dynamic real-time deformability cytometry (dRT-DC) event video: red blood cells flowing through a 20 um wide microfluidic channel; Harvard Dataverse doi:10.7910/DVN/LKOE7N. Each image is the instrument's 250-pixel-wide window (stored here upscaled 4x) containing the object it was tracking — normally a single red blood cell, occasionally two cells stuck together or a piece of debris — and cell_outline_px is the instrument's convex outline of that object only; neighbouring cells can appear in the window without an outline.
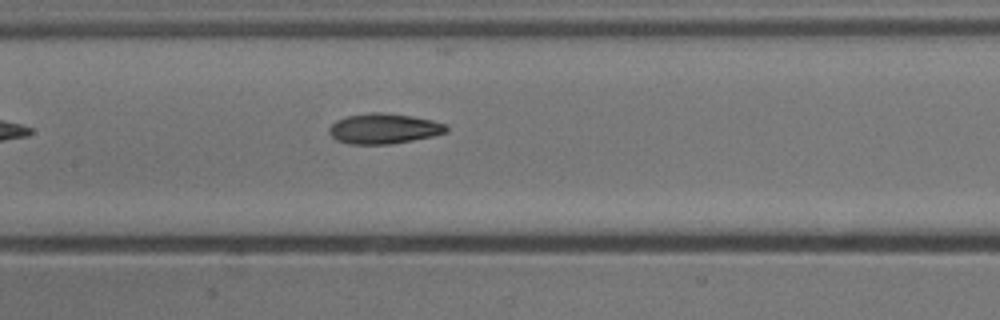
{"species": "common noctule bat (a hibernating species)", "species_latin": "Nyctalus noctula", "temperature_condition": "cold", "stored_images_in_passage": 5, "camera_frame_rate_fps": 3000, "um_per_image_px": 0.085, "animal": {"sex": "male", "body_mass_g": 13.3}, "frame": {"image": 1, "passage_image": 5, "time_ms": 1.333, "image_size_px": [1000, 320], "cell_outline_px": [[448, 132], [432, 136], [392, 144], [348, 144], [336, 140], [328, 132], [328, 128], [336, 120], [348, 116], [368, 112], [384, 112], [412, 116], [432, 120], [448, 124]], "centroid_in_image_um": [32.63, 10.93], "position_along_channel_um": 174.8, "area_um2": 20.87}}